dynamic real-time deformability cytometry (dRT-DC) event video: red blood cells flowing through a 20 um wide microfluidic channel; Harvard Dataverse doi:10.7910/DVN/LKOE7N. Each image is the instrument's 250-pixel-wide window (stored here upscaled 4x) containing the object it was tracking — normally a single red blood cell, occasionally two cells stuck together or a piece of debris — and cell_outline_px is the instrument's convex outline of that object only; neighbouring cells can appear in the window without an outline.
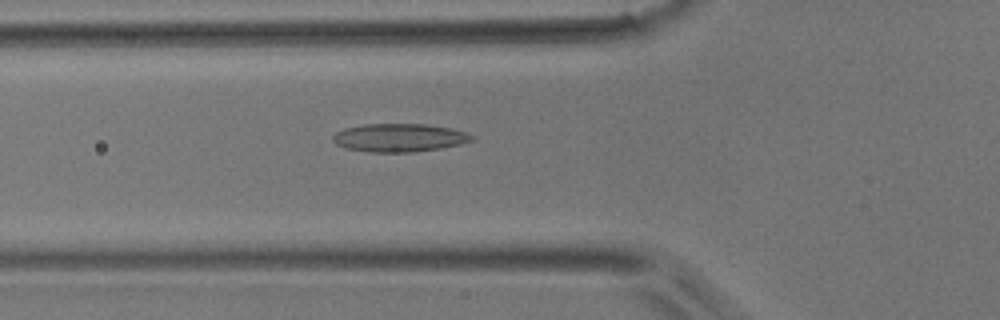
{"species": "common noctule bat (a hibernating species)", "species_latin": "Nyctalus noctula", "temperature_condition": "room temperature", "stored_images_in_passage": 40, "camera_frame_rate_fps": 3000, "um_per_image_px": 0.085, "animal": {"sex": "male", "body_mass_g": 17.9}, "frame": {"image": 1, "passage_image": 8, "time_ms": 2.333, "image_size_px": [1000, 320], "cell_outline_px": [[476, 136], [472, 140], [460, 144], [440, 148], [412, 152], [368, 152], [344, 148], [336, 144], [332, 140], [332, 136], [336, 132], [344, 128], [364, 124], [424, 124], [448, 128], [464, 132]], "centroid_in_image_um": [33.88, 11.71], "position_along_channel_um": 91.9, "area_um2": 22.77}}
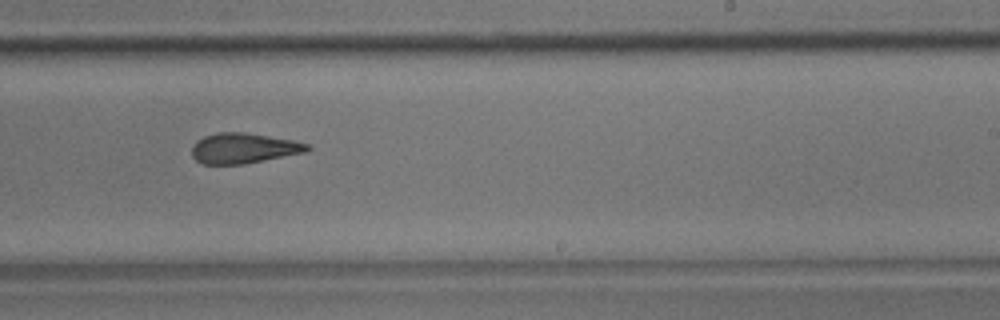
{"frame": {"image": 2, "passage_image": 21, "time_ms": 6.667, "image_size_px": [1000, 320], "cell_outline_px": [[312, 148], [308, 152], [244, 164], [204, 164], [196, 160], [192, 156], [192, 144], [196, 140], [204, 136], [220, 132], [244, 132], [292, 140], [308, 144]], "centroid_in_image_um": [20.71, 12.6], "position_along_channel_um": 268.3, "area_um2": 20.46}}
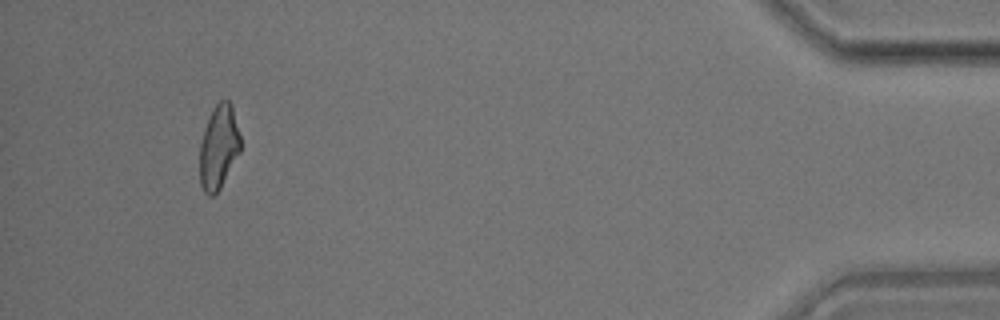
{"frame": {"image": 3, "passage_image": 37, "time_ms": 12.0, "image_size_px": [1000, 320], "cell_outline_px": [[240, 152], [220, 188], [212, 196], [208, 196], [204, 192], [200, 184], [200, 144], [204, 128], [208, 116], [212, 108], [220, 100], [228, 100], [232, 104], [240, 136]], "centroid_in_image_um": [18.58, 12.48], "position_along_channel_um": 416.6, "area_um2": 20.0}}